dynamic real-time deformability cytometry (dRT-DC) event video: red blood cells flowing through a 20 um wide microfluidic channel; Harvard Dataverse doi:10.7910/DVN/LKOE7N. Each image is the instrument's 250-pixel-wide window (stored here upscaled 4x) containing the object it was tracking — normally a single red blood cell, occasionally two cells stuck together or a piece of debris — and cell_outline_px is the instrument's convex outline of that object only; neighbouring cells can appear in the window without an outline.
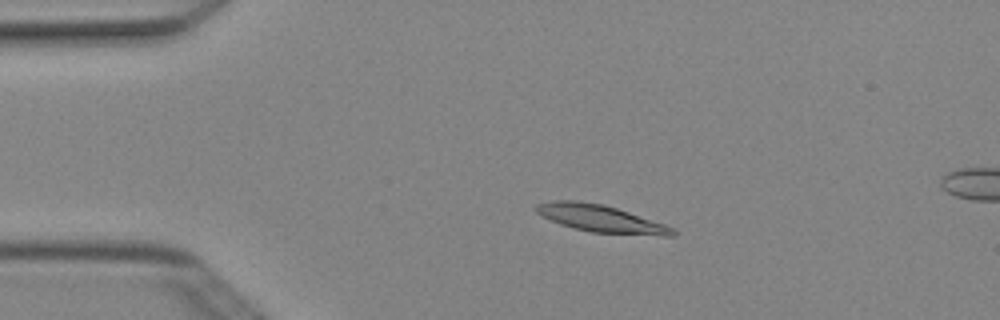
{"species": "Egyptian fruit bat (a non-hibernating species)", "species_latin": "Rousettus aegyptiacus", "temperature_condition": "cold", "stored_images_in_passage": 4, "camera_frame_rate_fps": 3000, "um_per_image_px": 0.085, "animal": {"sex": "female"}, "frame": {"image": 1, "passage_image": 3, "time_ms": 0.667, "image_size_px": [1000, 320], "cell_outline_px": [[676, 236], [664, 236], [592, 232], [572, 228], [560, 224], [536, 212], [532, 208], [536, 204], [552, 200], [576, 200], [604, 204], [664, 224], [672, 228], [676, 232]], "centroid_in_image_um": [51.03, 18.57], "position_along_channel_um": 34.0, "area_um2": 21.56}}